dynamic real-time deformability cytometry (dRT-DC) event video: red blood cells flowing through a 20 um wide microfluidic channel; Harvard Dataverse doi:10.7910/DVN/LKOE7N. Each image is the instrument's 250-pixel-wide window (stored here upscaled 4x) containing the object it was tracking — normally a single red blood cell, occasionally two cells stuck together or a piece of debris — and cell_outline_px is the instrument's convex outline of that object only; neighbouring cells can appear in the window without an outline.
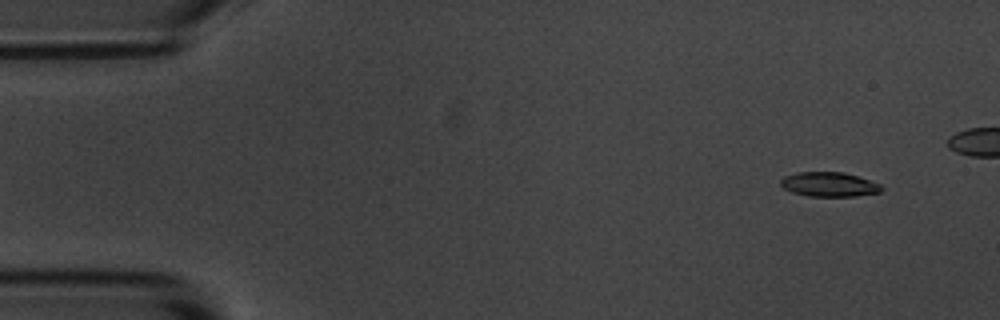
{"species": "common noctule bat (a hibernating species)", "species_latin": "Nyctalus noctula", "temperature_condition": "room temperature", "stored_images_in_passage": 7, "camera_frame_rate_fps": 3000, "um_per_image_px": 0.085, "animal": {"sex": "male", "body_mass_g": 20.1, "forearm_length_mm": 53.5}, "frame": {"image": 1, "passage_image": 2, "time_ms": 1.333, "image_size_px": [1000, 320], "cell_outline_px": [[884, 188], [880, 192], [856, 196], [808, 196], [792, 192], [784, 188], [780, 184], [780, 180], [784, 176], [796, 172], [844, 172], [880, 184]], "centroid_in_image_um": [70.45, 15.67], "position_along_channel_um": 14.5, "area_um2": 14.33}}